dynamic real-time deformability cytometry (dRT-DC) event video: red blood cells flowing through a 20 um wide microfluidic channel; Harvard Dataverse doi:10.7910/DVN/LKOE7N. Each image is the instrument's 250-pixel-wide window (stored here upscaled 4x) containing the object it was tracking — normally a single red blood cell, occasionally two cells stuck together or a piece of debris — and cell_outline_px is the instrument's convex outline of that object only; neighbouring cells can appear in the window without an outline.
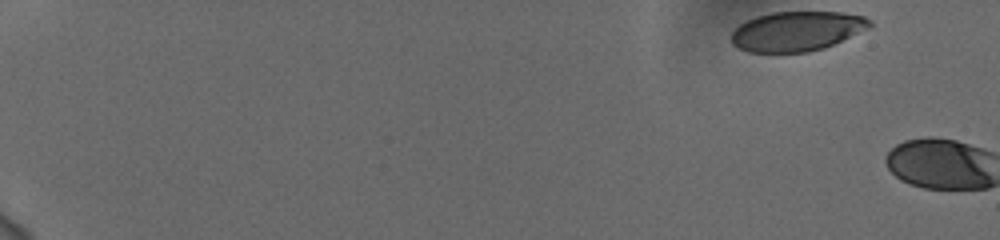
{"species": "human", "species_latin": "Homo sapiens", "temperature_condition": "cold", "stored_images_in_passage": 3, "camera_frame_rate_fps": 3000, "um_per_image_px": 0.085, "donor": {"sex": "female"}, "frame": {"image": 1, "passage_image": 1, "time_ms": 0.0, "image_size_px": [1000, 240], "cell_outline_px": [[872, 24], [868, 28], [824, 48], [808, 52], [748, 52], [732, 44], [732, 32], [740, 24], [756, 16], [772, 12], [840, 12], [864, 16], [872, 20]], "centroid_in_image_um": [67.73, 2.64], "position_along_channel_um": 17.3, "area_um2": 31.79}}